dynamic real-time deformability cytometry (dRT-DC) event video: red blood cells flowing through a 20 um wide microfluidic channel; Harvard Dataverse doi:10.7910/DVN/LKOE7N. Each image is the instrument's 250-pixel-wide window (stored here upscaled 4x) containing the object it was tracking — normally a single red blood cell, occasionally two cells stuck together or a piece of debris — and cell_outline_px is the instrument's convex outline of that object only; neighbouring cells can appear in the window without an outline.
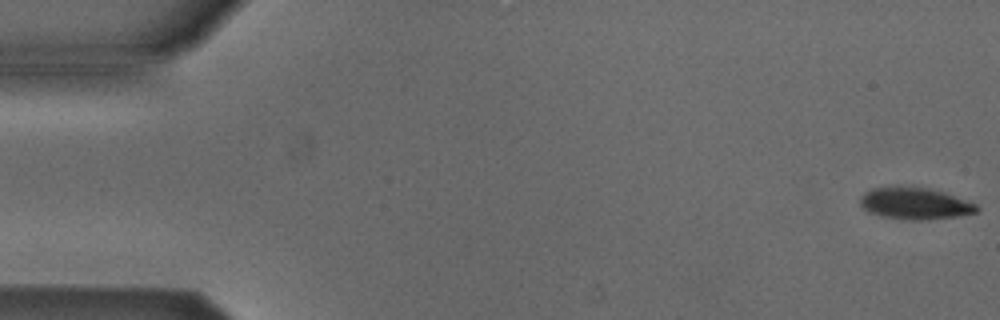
{"species": "Egyptian fruit bat (a non-hibernating species)", "species_latin": "Rousettus aegyptiacus", "temperature_condition": "cold", "stored_images_in_passage": 5, "camera_frame_rate_fps": 3000, "um_per_image_px": 0.085, "animal": {"sex": "male"}, "frame": {"image": 1, "passage_image": 1, "time_ms": 0.0, "image_size_px": [1000, 320], "cell_outline_px": [[980, 208], [976, 212], [956, 216], [928, 220], [912, 220], [880, 216], [868, 212], [860, 204], [860, 196], [864, 192], [872, 188], [912, 184], [944, 192], [976, 204]], "centroid_in_image_um": [77.73, 17.26], "position_along_channel_um": 7.3, "area_um2": 21.96}}